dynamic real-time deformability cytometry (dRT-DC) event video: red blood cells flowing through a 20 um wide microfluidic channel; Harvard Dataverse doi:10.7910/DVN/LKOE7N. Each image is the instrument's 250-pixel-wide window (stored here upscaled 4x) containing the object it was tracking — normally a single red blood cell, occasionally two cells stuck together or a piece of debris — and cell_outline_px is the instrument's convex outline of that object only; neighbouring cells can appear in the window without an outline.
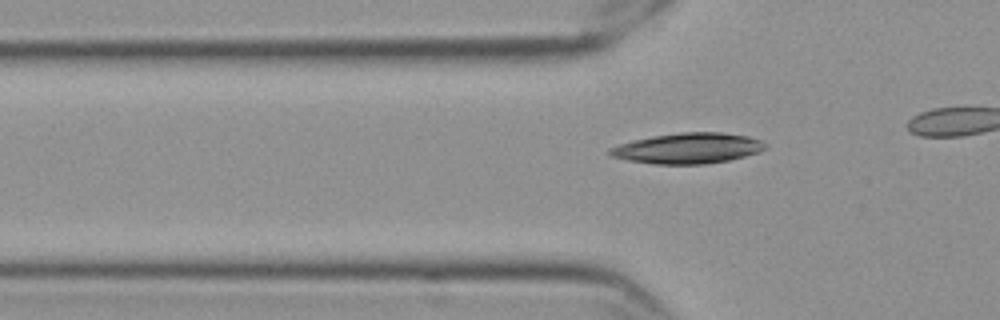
{"species": "Egyptian fruit bat (a non-hibernating species)", "species_latin": "Rousettus aegyptiacus", "temperature_condition": "cold", "stored_images_in_passage": 37, "camera_frame_rate_fps": 3000, "um_per_image_px": 0.085, "frame": {"image": 1, "passage_image": 10, "time_ms": 3.0, "image_size_px": [1000, 320], "cell_outline_px": [[768, 144], [760, 152], [728, 160], [704, 164], [652, 164], [624, 160], [612, 156], [608, 152], [608, 148], [632, 140], [652, 136], [680, 132], [720, 132], [748, 136], [760, 140]], "centroid_in_image_um": [58.44, 12.6], "position_along_channel_um": 67.4, "area_um2": 27.8}}
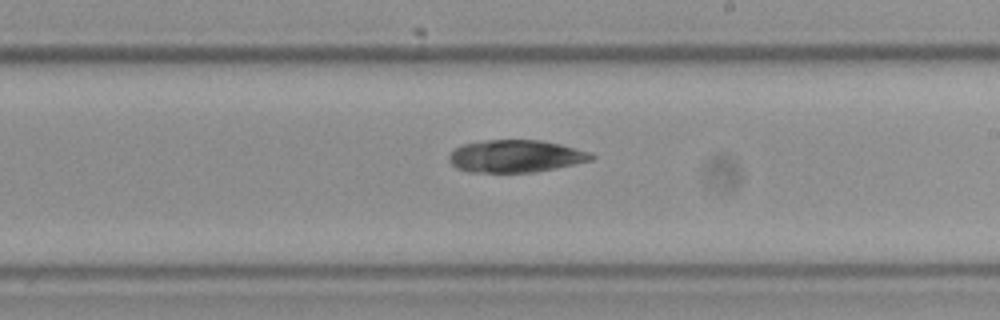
{"frame": {"image": 2, "passage_image": 25, "time_ms": 8.0, "image_size_px": [1000, 320], "cell_outline_px": [[596, 156], [592, 160], [536, 172], [468, 172], [456, 168], [448, 160], [448, 156], [456, 148], [464, 144], [484, 140], [540, 140], [560, 144], [592, 152]], "centroid_in_image_um": [43.84, 13.27], "position_along_channel_um": 245.2, "area_um2": 26.88}}
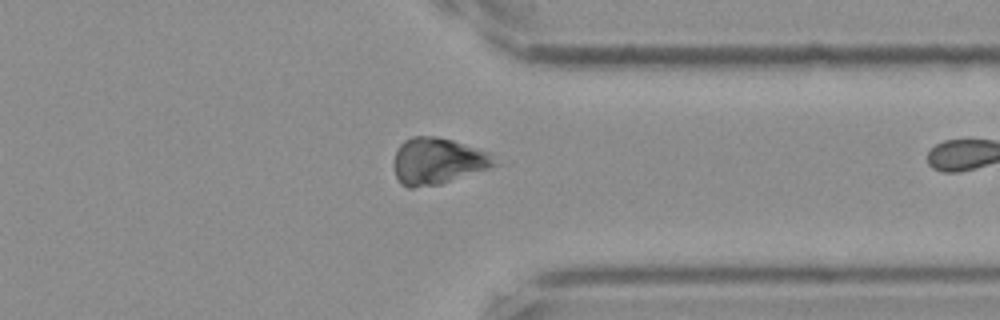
{"frame": {"image": 3, "passage_image": 36, "time_ms": 11.667, "image_size_px": [1000, 320], "cell_outline_px": [[500, 164], [440, 184], [412, 188], [408, 188], [400, 184], [396, 176], [392, 164], [392, 160], [396, 148], [404, 140], [412, 136], [436, 136], [452, 140], [488, 152]], "centroid_in_image_um": [37.13, 13.69], "position_along_channel_um": 374.3, "area_um2": 27.4}}